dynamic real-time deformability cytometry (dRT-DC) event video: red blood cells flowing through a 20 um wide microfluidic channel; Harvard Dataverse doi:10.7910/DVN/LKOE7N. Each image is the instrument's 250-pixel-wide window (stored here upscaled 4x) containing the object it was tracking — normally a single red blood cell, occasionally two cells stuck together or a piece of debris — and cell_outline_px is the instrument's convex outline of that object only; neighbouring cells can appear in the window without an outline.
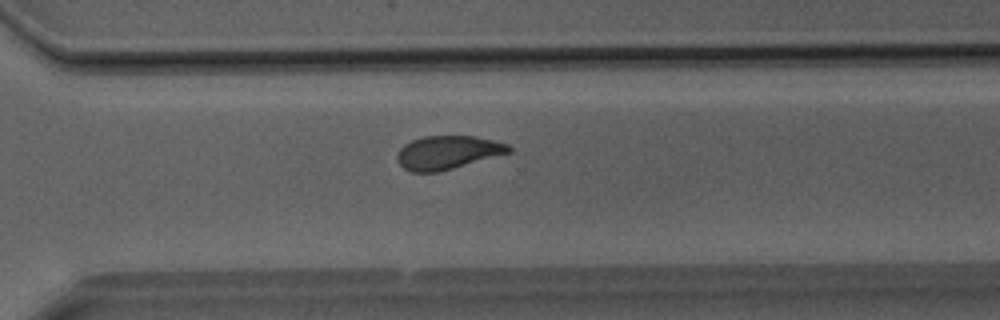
{"species": "Egyptian fruit bat (a non-hibernating species)", "species_latin": "Rousettus aegyptiacus", "temperature_condition": "room temperature", "stored_images_in_passage": 37, "camera_frame_rate_fps": 3000, "um_per_image_px": 0.085, "animal": {"sex": "male"}, "frame": {"image": 1, "passage_image": 26, "time_ms": 8.333, "image_size_px": [1000, 320], "cell_outline_px": [[512, 152], [440, 172], [412, 172], [404, 168], [396, 160], [396, 156], [400, 148], [404, 144], [412, 140], [424, 136], [476, 136], [508, 144], [512, 148]], "centroid_in_image_um": [38.05, 12.96], "position_along_channel_um": 332.5, "area_um2": 21.91}}
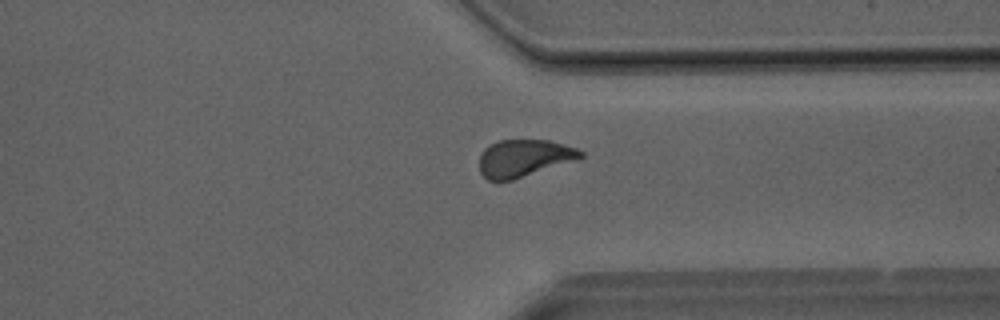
{"frame": {"image": 2, "passage_image": 28, "time_ms": 9.0, "image_size_px": [1000, 320], "cell_outline_px": [[584, 156], [576, 160], [512, 180], [488, 180], [480, 172], [480, 156], [484, 148], [500, 140], [548, 140], [576, 148], [584, 152]], "centroid_in_image_um": [44.54, 13.44], "position_along_channel_um": 366.9, "area_um2": 21.73}}
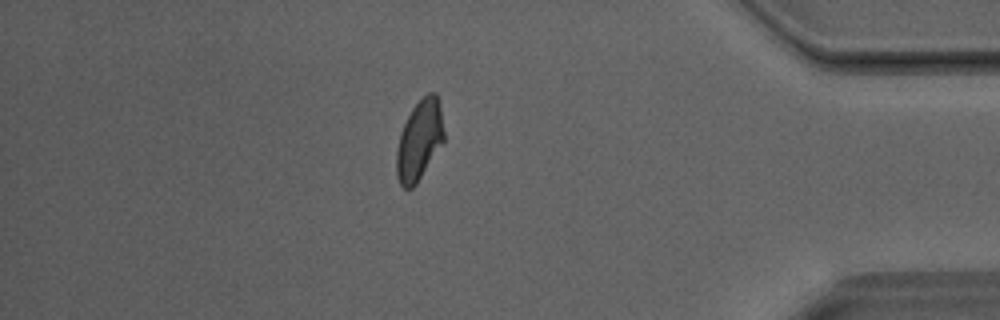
{"frame": {"image": 3, "passage_image": 32, "time_ms": 10.333, "image_size_px": [1000, 320], "cell_outline_px": [[444, 140], [416, 184], [412, 188], [404, 188], [400, 184], [396, 176], [396, 152], [400, 132], [412, 108], [428, 92], [436, 92], [440, 108], [444, 132]], "centroid_in_image_um": [35.63, 11.92], "position_along_channel_um": 399.6, "area_um2": 21.85}}